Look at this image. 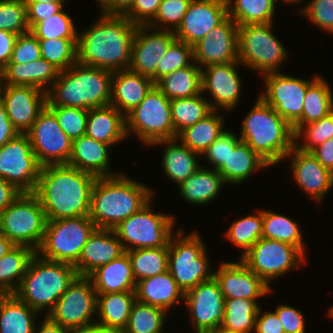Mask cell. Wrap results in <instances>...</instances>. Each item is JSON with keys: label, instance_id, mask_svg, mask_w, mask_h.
Masks as SVG:
<instances>
[{"label": "cell", "instance_id": "67", "mask_svg": "<svg viewBox=\"0 0 333 333\" xmlns=\"http://www.w3.org/2000/svg\"><path fill=\"white\" fill-rule=\"evenodd\" d=\"M22 192L0 177V211L9 206Z\"/></svg>", "mask_w": 333, "mask_h": 333}, {"label": "cell", "instance_id": "38", "mask_svg": "<svg viewBox=\"0 0 333 333\" xmlns=\"http://www.w3.org/2000/svg\"><path fill=\"white\" fill-rule=\"evenodd\" d=\"M333 92L328 82L319 76L304 97L301 118L292 126L294 133L302 126L318 121L333 111Z\"/></svg>", "mask_w": 333, "mask_h": 333}, {"label": "cell", "instance_id": "45", "mask_svg": "<svg viewBox=\"0 0 333 333\" xmlns=\"http://www.w3.org/2000/svg\"><path fill=\"white\" fill-rule=\"evenodd\" d=\"M277 0H226L228 15L238 26L273 23Z\"/></svg>", "mask_w": 333, "mask_h": 333}, {"label": "cell", "instance_id": "33", "mask_svg": "<svg viewBox=\"0 0 333 333\" xmlns=\"http://www.w3.org/2000/svg\"><path fill=\"white\" fill-rule=\"evenodd\" d=\"M163 144L166 145L162 158L165 176L180 185L200 168V164L197 162L199 157L197 156L201 157V155L190 150L177 138L159 140L152 143L151 146Z\"/></svg>", "mask_w": 333, "mask_h": 333}, {"label": "cell", "instance_id": "37", "mask_svg": "<svg viewBox=\"0 0 333 333\" xmlns=\"http://www.w3.org/2000/svg\"><path fill=\"white\" fill-rule=\"evenodd\" d=\"M224 183L226 184L225 180L217 170L200 166L192 176L178 186L180 195L185 201L202 205L213 201Z\"/></svg>", "mask_w": 333, "mask_h": 333}, {"label": "cell", "instance_id": "35", "mask_svg": "<svg viewBox=\"0 0 333 333\" xmlns=\"http://www.w3.org/2000/svg\"><path fill=\"white\" fill-rule=\"evenodd\" d=\"M135 301V291L97 293L98 320L96 322L122 332L127 325Z\"/></svg>", "mask_w": 333, "mask_h": 333}, {"label": "cell", "instance_id": "52", "mask_svg": "<svg viewBox=\"0 0 333 333\" xmlns=\"http://www.w3.org/2000/svg\"><path fill=\"white\" fill-rule=\"evenodd\" d=\"M189 60L194 61L193 47L176 39L158 62L156 82L165 75L192 65Z\"/></svg>", "mask_w": 333, "mask_h": 333}, {"label": "cell", "instance_id": "6", "mask_svg": "<svg viewBox=\"0 0 333 333\" xmlns=\"http://www.w3.org/2000/svg\"><path fill=\"white\" fill-rule=\"evenodd\" d=\"M77 276L73 264L47 260L36 253L14 294L38 313L48 310L47 316Z\"/></svg>", "mask_w": 333, "mask_h": 333}, {"label": "cell", "instance_id": "7", "mask_svg": "<svg viewBox=\"0 0 333 333\" xmlns=\"http://www.w3.org/2000/svg\"><path fill=\"white\" fill-rule=\"evenodd\" d=\"M205 246L197 231L185 236L179 229L169 239L168 272L184 293L214 276Z\"/></svg>", "mask_w": 333, "mask_h": 333}, {"label": "cell", "instance_id": "27", "mask_svg": "<svg viewBox=\"0 0 333 333\" xmlns=\"http://www.w3.org/2000/svg\"><path fill=\"white\" fill-rule=\"evenodd\" d=\"M59 72L43 58L27 63H8L0 71V85L31 86L47 92Z\"/></svg>", "mask_w": 333, "mask_h": 333}, {"label": "cell", "instance_id": "50", "mask_svg": "<svg viewBox=\"0 0 333 333\" xmlns=\"http://www.w3.org/2000/svg\"><path fill=\"white\" fill-rule=\"evenodd\" d=\"M38 39H78L72 17L63 9L41 20L30 30Z\"/></svg>", "mask_w": 333, "mask_h": 333}, {"label": "cell", "instance_id": "26", "mask_svg": "<svg viewBox=\"0 0 333 333\" xmlns=\"http://www.w3.org/2000/svg\"><path fill=\"white\" fill-rule=\"evenodd\" d=\"M125 250L112 229L96 228L74 264L79 276H88L98 267L119 258Z\"/></svg>", "mask_w": 333, "mask_h": 333}, {"label": "cell", "instance_id": "63", "mask_svg": "<svg viewBox=\"0 0 333 333\" xmlns=\"http://www.w3.org/2000/svg\"><path fill=\"white\" fill-rule=\"evenodd\" d=\"M310 153L324 168L333 173V138L314 147Z\"/></svg>", "mask_w": 333, "mask_h": 333}, {"label": "cell", "instance_id": "74", "mask_svg": "<svg viewBox=\"0 0 333 333\" xmlns=\"http://www.w3.org/2000/svg\"><path fill=\"white\" fill-rule=\"evenodd\" d=\"M328 314H329V318L330 317L333 318V306L329 309Z\"/></svg>", "mask_w": 333, "mask_h": 333}, {"label": "cell", "instance_id": "20", "mask_svg": "<svg viewBox=\"0 0 333 333\" xmlns=\"http://www.w3.org/2000/svg\"><path fill=\"white\" fill-rule=\"evenodd\" d=\"M194 62L200 68L238 60V25L228 15L193 46Z\"/></svg>", "mask_w": 333, "mask_h": 333}, {"label": "cell", "instance_id": "75", "mask_svg": "<svg viewBox=\"0 0 333 333\" xmlns=\"http://www.w3.org/2000/svg\"><path fill=\"white\" fill-rule=\"evenodd\" d=\"M195 333H214V330L213 331H195Z\"/></svg>", "mask_w": 333, "mask_h": 333}, {"label": "cell", "instance_id": "17", "mask_svg": "<svg viewBox=\"0 0 333 333\" xmlns=\"http://www.w3.org/2000/svg\"><path fill=\"white\" fill-rule=\"evenodd\" d=\"M265 77V92L258 95L276 113L293 126L302 116L307 88L319 77L305 80L281 72L269 73Z\"/></svg>", "mask_w": 333, "mask_h": 333}, {"label": "cell", "instance_id": "15", "mask_svg": "<svg viewBox=\"0 0 333 333\" xmlns=\"http://www.w3.org/2000/svg\"><path fill=\"white\" fill-rule=\"evenodd\" d=\"M41 168L26 134L0 147V177L22 193L35 192Z\"/></svg>", "mask_w": 333, "mask_h": 333}, {"label": "cell", "instance_id": "69", "mask_svg": "<svg viewBox=\"0 0 333 333\" xmlns=\"http://www.w3.org/2000/svg\"><path fill=\"white\" fill-rule=\"evenodd\" d=\"M70 333H121L118 329L102 325L96 321L85 327L70 330Z\"/></svg>", "mask_w": 333, "mask_h": 333}, {"label": "cell", "instance_id": "49", "mask_svg": "<svg viewBox=\"0 0 333 333\" xmlns=\"http://www.w3.org/2000/svg\"><path fill=\"white\" fill-rule=\"evenodd\" d=\"M78 39H39L41 58L50 62L59 71L77 63Z\"/></svg>", "mask_w": 333, "mask_h": 333}, {"label": "cell", "instance_id": "10", "mask_svg": "<svg viewBox=\"0 0 333 333\" xmlns=\"http://www.w3.org/2000/svg\"><path fill=\"white\" fill-rule=\"evenodd\" d=\"M95 229L89 216L47 220L44 239L36 253L47 260L74 265Z\"/></svg>", "mask_w": 333, "mask_h": 333}, {"label": "cell", "instance_id": "65", "mask_svg": "<svg viewBox=\"0 0 333 333\" xmlns=\"http://www.w3.org/2000/svg\"><path fill=\"white\" fill-rule=\"evenodd\" d=\"M20 133L11 123L4 104L0 100V147L11 139L17 137Z\"/></svg>", "mask_w": 333, "mask_h": 333}, {"label": "cell", "instance_id": "54", "mask_svg": "<svg viewBox=\"0 0 333 333\" xmlns=\"http://www.w3.org/2000/svg\"><path fill=\"white\" fill-rule=\"evenodd\" d=\"M47 107L55 114L59 126L71 141L86 134L89 110L66 106Z\"/></svg>", "mask_w": 333, "mask_h": 333}, {"label": "cell", "instance_id": "53", "mask_svg": "<svg viewBox=\"0 0 333 333\" xmlns=\"http://www.w3.org/2000/svg\"><path fill=\"white\" fill-rule=\"evenodd\" d=\"M191 1L162 0L155 17L147 25L154 29L175 32L179 28Z\"/></svg>", "mask_w": 333, "mask_h": 333}, {"label": "cell", "instance_id": "31", "mask_svg": "<svg viewBox=\"0 0 333 333\" xmlns=\"http://www.w3.org/2000/svg\"><path fill=\"white\" fill-rule=\"evenodd\" d=\"M86 135L113 146L127 138L126 116L112 105L91 108L88 112Z\"/></svg>", "mask_w": 333, "mask_h": 333}, {"label": "cell", "instance_id": "56", "mask_svg": "<svg viewBox=\"0 0 333 333\" xmlns=\"http://www.w3.org/2000/svg\"><path fill=\"white\" fill-rule=\"evenodd\" d=\"M241 142L233 132L225 131L221 134L201 156H206L214 170H218L227 159L229 151L233 150Z\"/></svg>", "mask_w": 333, "mask_h": 333}, {"label": "cell", "instance_id": "29", "mask_svg": "<svg viewBox=\"0 0 333 333\" xmlns=\"http://www.w3.org/2000/svg\"><path fill=\"white\" fill-rule=\"evenodd\" d=\"M155 85L153 80L130 70L115 71L112 75L110 105L125 116L137 107Z\"/></svg>", "mask_w": 333, "mask_h": 333}, {"label": "cell", "instance_id": "30", "mask_svg": "<svg viewBox=\"0 0 333 333\" xmlns=\"http://www.w3.org/2000/svg\"><path fill=\"white\" fill-rule=\"evenodd\" d=\"M135 294L137 301L165 311L185 297V293L168 271L137 282Z\"/></svg>", "mask_w": 333, "mask_h": 333}, {"label": "cell", "instance_id": "14", "mask_svg": "<svg viewBox=\"0 0 333 333\" xmlns=\"http://www.w3.org/2000/svg\"><path fill=\"white\" fill-rule=\"evenodd\" d=\"M97 292L88 276H77L47 315L68 330L94 323Z\"/></svg>", "mask_w": 333, "mask_h": 333}, {"label": "cell", "instance_id": "39", "mask_svg": "<svg viewBox=\"0 0 333 333\" xmlns=\"http://www.w3.org/2000/svg\"><path fill=\"white\" fill-rule=\"evenodd\" d=\"M224 118L213 110L206 117L198 121L195 125L186 127L177 135V139L186 145L190 150L202 155L205 150L221 135Z\"/></svg>", "mask_w": 333, "mask_h": 333}, {"label": "cell", "instance_id": "8", "mask_svg": "<svg viewBox=\"0 0 333 333\" xmlns=\"http://www.w3.org/2000/svg\"><path fill=\"white\" fill-rule=\"evenodd\" d=\"M47 219L34 193H21L0 211V234L15 246H27L36 252L40 248Z\"/></svg>", "mask_w": 333, "mask_h": 333}, {"label": "cell", "instance_id": "73", "mask_svg": "<svg viewBox=\"0 0 333 333\" xmlns=\"http://www.w3.org/2000/svg\"><path fill=\"white\" fill-rule=\"evenodd\" d=\"M282 1H284L285 3L287 2V3H289V4H291V3H298V2H301V1H303V0H282Z\"/></svg>", "mask_w": 333, "mask_h": 333}, {"label": "cell", "instance_id": "47", "mask_svg": "<svg viewBox=\"0 0 333 333\" xmlns=\"http://www.w3.org/2000/svg\"><path fill=\"white\" fill-rule=\"evenodd\" d=\"M167 312L139 301L132 305L126 327L121 333H161Z\"/></svg>", "mask_w": 333, "mask_h": 333}, {"label": "cell", "instance_id": "19", "mask_svg": "<svg viewBox=\"0 0 333 333\" xmlns=\"http://www.w3.org/2000/svg\"><path fill=\"white\" fill-rule=\"evenodd\" d=\"M183 302L187 304L196 331H213L222 324L225 298L214 276L188 290Z\"/></svg>", "mask_w": 333, "mask_h": 333}, {"label": "cell", "instance_id": "62", "mask_svg": "<svg viewBox=\"0 0 333 333\" xmlns=\"http://www.w3.org/2000/svg\"><path fill=\"white\" fill-rule=\"evenodd\" d=\"M262 314V315H261ZM256 333H285L282 323L275 312H262L258 308L256 317Z\"/></svg>", "mask_w": 333, "mask_h": 333}, {"label": "cell", "instance_id": "58", "mask_svg": "<svg viewBox=\"0 0 333 333\" xmlns=\"http://www.w3.org/2000/svg\"><path fill=\"white\" fill-rule=\"evenodd\" d=\"M41 58L39 39L28 31L19 34L8 63H27Z\"/></svg>", "mask_w": 333, "mask_h": 333}, {"label": "cell", "instance_id": "1", "mask_svg": "<svg viewBox=\"0 0 333 333\" xmlns=\"http://www.w3.org/2000/svg\"><path fill=\"white\" fill-rule=\"evenodd\" d=\"M78 34L77 63L112 72L128 70L137 24L125 15L102 14Z\"/></svg>", "mask_w": 333, "mask_h": 333}, {"label": "cell", "instance_id": "42", "mask_svg": "<svg viewBox=\"0 0 333 333\" xmlns=\"http://www.w3.org/2000/svg\"><path fill=\"white\" fill-rule=\"evenodd\" d=\"M257 299H225L221 328L238 333H252L256 328Z\"/></svg>", "mask_w": 333, "mask_h": 333}, {"label": "cell", "instance_id": "32", "mask_svg": "<svg viewBox=\"0 0 333 333\" xmlns=\"http://www.w3.org/2000/svg\"><path fill=\"white\" fill-rule=\"evenodd\" d=\"M97 293L135 291L136 280L128 254L102 265L88 275Z\"/></svg>", "mask_w": 333, "mask_h": 333}, {"label": "cell", "instance_id": "22", "mask_svg": "<svg viewBox=\"0 0 333 333\" xmlns=\"http://www.w3.org/2000/svg\"><path fill=\"white\" fill-rule=\"evenodd\" d=\"M240 64L234 61L201 68V92L209 91L214 102L208 101L213 110L224 108L231 111L238 104L242 84L237 71Z\"/></svg>", "mask_w": 333, "mask_h": 333}, {"label": "cell", "instance_id": "76", "mask_svg": "<svg viewBox=\"0 0 333 333\" xmlns=\"http://www.w3.org/2000/svg\"><path fill=\"white\" fill-rule=\"evenodd\" d=\"M98 2V4H100V7L107 1V0H97Z\"/></svg>", "mask_w": 333, "mask_h": 333}, {"label": "cell", "instance_id": "48", "mask_svg": "<svg viewBox=\"0 0 333 333\" xmlns=\"http://www.w3.org/2000/svg\"><path fill=\"white\" fill-rule=\"evenodd\" d=\"M257 214L233 221L226 232L228 240L242 249L241 257L261 238L263 210H258Z\"/></svg>", "mask_w": 333, "mask_h": 333}, {"label": "cell", "instance_id": "40", "mask_svg": "<svg viewBox=\"0 0 333 333\" xmlns=\"http://www.w3.org/2000/svg\"><path fill=\"white\" fill-rule=\"evenodd\" d=\"M36 251L27 246H14L0 258V294H14Z\"/></svg>", "mask_w": 333, "mask_h": 333}, {"label": "cell", "instance_id": "34", "mask_svg": "<svg viewBox=\"0 0 333 333\" xmlns=\"http://www.w3.org/2000/svg\"><path fill=\"white\" fill-rule=\"evenodd\" d=\"M270 167L248 144L240 142L233 150L229 151L226 162L217 170L225 182L241 184L253 172Z\"/></svg>", "mask_w": 333, "mask_h": 333}, {"label": "cell", "instance_id": "36", "mask_svg": "<svg viewBox=\"0 0 333 333\" xmlns=\"http://www.w3.org/2000/svg\"><path fill=\"white\" fill-rule=\"evenodd\" d=\"M37 314L15 294H0V333H34Z\"/></svg>", "mask_w": 333, "mask_h": 333}, {"label": "cell", "instance_id": "24", "mask_svg": "<svg viewBox=\"0 0 333 333\" xmlns=\"http://www.w3.org/2000/svg\"><path fill=\"white\" fill-rule=\"evenodd\" d=\"M214 277L218 281L225 299H258L271 291L261 278L251 271L240 259L238 262H223Z\"/></svg>", "mask_w": 333, "mask_h": 333}, {"label": "cell", "instance_id": "68", "mask_svg": "<svg viewBox=\"0 0 333 333\" xmlns=\"http://www.w3.org/2000/svg\"><path fill=\"white\" fill-rule=\"evenodd\" d=\"M44 321L39 327L35 326L34 333H70V330L53 322L48 316H44Z\"/></svg>", "mask_w": 333, "mask_h": 333}, {"label": "cell", "instance_id": "57", "mask_svg": "<svg viewBox=\"0 0 333 333\" xmlns=\"http://www.w3.org/2000/svg\"><path fill=\"white\" fill-rule=\"evenodd\" d=\"M300 13L320 29L333 34V0H311Z\"/></svg>", "mask_w": 333, "mask_h": 333}, {"label": "cell", "instance_id": "4", "mask_svg": "<svg viewBox=\"0 0 333 333\" xmlns=\"http://www.w3.org/2000/svg\"><path fill=\"white\" fill-rule=\"evenodd\" d=\"M112 75L107 69L76 63L60 71L46 92L47 106H66L89 110L110 105Z\"/></svg>", "mask_w": 333, "mask_h": 333}, {"label": "cell", "instance_id": "3", "mask_svg": "<svg viewBox=\"0 0 333 333\" xmlns=\"http://www.w3.org/2000/svg\"><path fill=\"white\" fill-rule=\"evenodd\" d=\"M132 179L122 173L97 177L91 192L89 214L96 228L113 230L153 199L151 188Z\"/></svg>", "mask_w": 333, "mask_h": 333}, {"label": "cell", "instance_id": "16", "mask_svg": "<svg viewBox=\"0 0 333 333\" xmlns=\"http://www.w3.org/2000/svg\"><path fill=\"white\" fill-rule=\"evenodd\" d=\"M25 134L42 167L68 163L72 153V141L63 132L55 114L47 106Z\"/></svg>", "mask_w": 333, "mask_h": 333}, {"label": "cell", "instance_id": "18", "mask_svg": "<svg viewBox=\"0 0 333 333\" xmlns=\"http://www.w3.org/2000/svg\"><path fill=\"white\" fill-rule=\"evenodd\" d=\"M148 25H138L131 49V62L128 70L149 77L156 83V69L159 60L169 46L177 39L174 32L155 29Z\"/></svg>", "mask_w": 333, "mask_h": 333}, {"label": "cell", "instance_id": "43", "mask_svg": "<svg viewBox=\"0 0 333 333\" xmlns=\"http://www.w3.org/2000/svg\"><path fill=\"white\" fill-rule=\"evenodd\" d=\"M202 94L201 92L196 96L170 100L174 138L186 127L195 125L213 111Z\"/></svg>", "mask_w": 333, "mask_h": 333}, {"label": "cell", "instance_id": "21", "mask_svg": "<svg viewBox=\"0 0 333 333\" xmlns=\"http://www.w3.org/2000/svg\"><path fill=\"white\" fill-rule=\"evenodd\" d=\"M0 100L20 134H25L47 106V95L31 86L0 85Z\"/></svg>", "mask_w": 333, "mask_h": 333}, {"label": "cell", "instance_id": "46", "mask_svg": "<svg viewBox=\"0 0 333 333\" xmlns=\"http://www.w3.org/2000/svg\"><path fill=\"white\" fill-rule=\"evenodd\" d=\"M302 233L298 224L287 216L263 210L261 238H267L296 246L305 255Z\"/></svg>", "mask_w": 333, "mask_h": 333}, {"label": "cell", "instance_id": "12", "mask_svg": "<svg viewBox=\"0 0 333 333\" xmlns=\"http://www.w3.org/2000/svg\"><path fill=\"white\" fill-rule=\"evenodd\" d=\"M151 202L113 229L125 251L164 247L173 236L175 218L154 212Z\"/></svg>", "mask_w": 333, "mask_h": 333}, {"label": "cell", "instance_id": "51", "mask_svg": "<svg viewBox=\"0 0 333 333\" xmlns=\"http://www.w3.org/2000/svg\"><path fill=\"white\" fill-rule=\"evenodd\" d=\"M295 147L310 152L314 147L333 138V111L320 120L306 124L295 132ZM304 137L305 142L298 146V139Z\"/></svg>", "mask_w": 333, "mask_h": 333}, {"label": "cell", "instance_id": "59", "mask_svg": "<svg viewBox=\"0 0 333 333\" xmlns=\"http://www.w3.org/2000/svg\"><path fill=\"white\" fill-rule=\"evenodd\" d=\"M275 313L279 317L285 333H305V317L300 310L286 304L276 307Z\"/></svg>", "mask_w": 333, "mask_h": 333}, {"label": "cell", "instance_id": "25", "mask_svg": "<svg viewBox=\"0 0 333 333\" xmlns=\"http://www.w3.org/2000/svg\"><path fill=\"white\" fill-rule=\"evenodd\" d=\"M291 157V172L296 183L316 201H321L333 186V173L310 153L295 145L285 158Z\"/></svg>", "mask_w": 333, "mask_h": 333}, {"label": "cell", "instance_id": "9", "mask_svg": "<svg viewBox=\"0 0 333 333\" xmlns=\"http://www.w3.org/2000/svg\"><path fill=\"white\" fill-rule=\"evenodd\" d=\"M272 23L238 26V60L262 75L279 72L287 50L272 32Z\"/></svg>", "mask_w": 333, "mask_h": 333}, {"label": "cell", "instance_id": "41", "mask_svg": "<svg viewBox=\"0 0 333 333\" xmlns=\"http://www.w3.org/2000/svg\"><path fill=\"white\" fill-rule=\"evenodd\" d=\"M155 85L169 100L196 96L201 93V68L193 64L160 78Z\"/></svg>", "mask_w": 333, "mask_h": 333}, {"label": "cell", "instance_id": "71", "mask_svg": "<svg viewBox=\"0 0 333 333\" xmlns=\"http://www.w3.org/2000/svg\"><path fill=\"white\" fill-rule=\"evenodd\" d=\"M66 0H25V2H65Z\"/></svg>", "mask_w": 333, "mask_h": 333}, {"label": "cell", "instance_id": "28", "mask_svg": "<svg viewBox=\"0 0 333 333\" xmlns=\"http://www.w3.org/2000/svg\"><path fill=\"white\" fill-rule=\"evenodd\" d=\"M110 145L82 135L72 141V153L67 165L94 175L95 177H111L118 175L109 171Z\"/></svg>", "mask_w": 333, "mask_h": 333}, {"label": "cell", "instance_id": "2", "mask_svg": "<svg viewBox=\"0 0 333 333\" xmlns=\"http://www.w3.org/2000/svg\"><path fill=\"white\" fill-rule=\"evenodd\" d=\"M97 177L67 164L43 166L34 194L47 220L89 216Z\"/></svg>", "mask_w": 333, "mask_h": 333}, {"label": "cell", "instance_id": "60", "mask_svg": "<svg viewBox=\"0 0 333 333\" xmlns=\"http://www.w3.org/2000/svg\"><path fill=\"white\" fill-rule=\"evenodd\" d=\"M27 23L31 30L41 20L60 12L64 8V2H25Z\"/></svg>", "mask_w": 333, "mask_h": 333}, {"label": "cell", "instance_id": "13", "mask_svg": "<svg viewBox=\"0 0 333 333\" xmlns=\"http://www.w3.org/2000/svg\"><path fill=\"white\" fill-rule=\"evenodd\" d=\"M305 255L296 247L277 240L260 238L240 260L268 286L274 279L300 267Z\"/></svg>", "mask_w": 333, "mask_h": 333}, {"label": "cell", "instance_id": "23", "mask_svg": "<svg viewBox=\"0 0 333 333\" xmlns=\"http://www.w3.org/2000/svg\"><path fill=\"white\" fill-rule=\"evenodd\" d=\"M227 16L226 0H192L174 34L177 40L193 47Z\"/></svg>", "mask_w": 333, "mask_h": 333}, {"label": "cell", "instance_id": "11", "mask_svg": "<svg viewBox=\"0 0 333 333\" xmlns=\"http://www.w3.org/2000/svg\"><path fill=\"white\" fill-rule=\"evenodd\" d=\"M126 133L127 136L136 133L147 146L159 140L174 139L170 100L156 85L126 115Z\"/></svg>", "mask_w": 333, "mask_h": 333}, {"label": "cell", "instance_id": "61", "mask_svg": "<svg viewBox=\"0 0 333 333\" xmlns=\"http://www.w3.org/2000/svg\"><path fill=\"white\" fill-rule=\"evenodd\" d=\"M162 0H135L125 16L137 25H147L156 15Z\"/></svg>", "mask_w": 333, "mask_h": 333}, {"label": "cell", "instance_id": "70", "mask_svg": "<svg viewBox=\"0 0 333 333\" xmlns=\"http://www.w3.org/2000/svg\"><path fill=\"white\" fill-rule=\"evenodd\" d=\"M14 246L10 240L0 234V258L7 254Z\"/></svg>", "mask_w": 333, "mask_h": 333}, {"label": "cell", "instance_id": "64", "mask_svg": "<svg viewBox=\"0 0 333 333\" xmlns=\"http://www.w3.org/2000/svg\"><path fill=\"white\" fill-rule=\"evenodd\" d=\"M18 34L0 30V71L11 59L13 47Z\"/></svg>", "mask_w": 333, "mask_h": 333}, {"label": "cell", "instance_id": "66", "mask_svg": "<svg viewBox=\"0 0 333 333\" xmlns=\"http://www.w3.org/2000/svg\"><path fill=\"white\" fill-rule=\"evenodd\" d=\"M134 2L135 0H107L100 9L106 15H125Z\"/></svg>", "mask_w": 333, "mask_h": 333}, {"label": "cell", "instance_id": "44", "mask_svg": "<svg viewBox=\"0 0 333 333\" xmlns=\"http://www.w3.org/2000/svg\"><path fill=\"white\" fill-rule=\"evenodd\" d=\"M130 259L136 283L168 271V244L159 248L125 251Z\"/></svg>", "mask_w": 333, "mask_h": 333}, {"label": "cell", "instance_id": "72", "mask_svg": "<svg viewBox=\"0 0 333 333\" xmlns=\"http://www.w3.org/2000/svg\"><path fill=\"white\" fill-rule=\"evenodd\" d=\"M214 333H238V332H231V331H228V330H225V329L219 327L214 330Z\"/></svg>", "mask_w": 333, "mask_h": 333}, {"label": "cell", "instance_id": "55", "mask_svg": "<svg viewBox=\"0 0 333 333\" xmlns=\"http://www.w3.org/2000/svg\"><path fill=\"white\" fill-rule=\"evenodd\" d=\"M0 30L18 35L30 31L25 0H0Z\"/></svg>", "mask_w": 333, "mask_h": 333}, {"label": "cell", "instance_id": "5", "mask_svg": "<svg viewBox=\"0 0 333 333\" xmlns=\"http://www.w3.org/2000/svg\"><path fill=\"white\" fill-rule=\"evenodd\" d=\"M292 126L260 97L245 116L240 140L270 166L280 163L295 145Z\"/></svg>", "mask_w": 333, "mask_h": 333}]
</instances>
